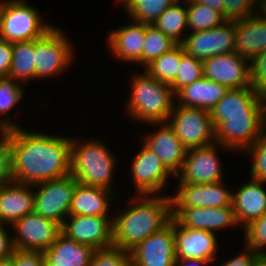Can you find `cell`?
<instances>
[{"mask_svg":"<svg viewBox=\"0 0 266 266\" xmlns=\"http://www.w3.org/2000/svg\"><path fill=\"white\" fill-rule=\"evenodd\" d=\"M266 50V18L256 13L236 21L235 52L247 60Z\"/></svg>","mask_w":266,"mask_h":266,"instance_id":"obj_25","label":"cell"},{"mask_svg":"<svg viewBox=\"0 0 266 266\" xmlns=\"http://www.w3.org/2000/svg\"><path fill=\"white\" fill-rule=\"evenodd\" d=\"M215 262L197 259H176L175 266H212Z\"/></svg>","mask_w":266,"mask_h":266,"instance_id":"obj_46","label":"cell"},{"mask_svg":"<svg viewBox=\"0 0 266 266\" xmlns=\"http://www.w3.org/2000/svg\"><path fill=\"white\" fill-rule=\"evenodd\" d=\"M2 0H0V17H1Z\"/></svg>","mask_w":266,"mask_h":266,"instance_id":"obj_52","label":"cell"},{"mask_svg":"<svg viewBox=\"0 0 266 266\" xmlns=\"http://www.w3.org/2000/svg\"><path fill=\"white\" fill-rule=\"evenodd\" d=\"M129 199V201H127ZM113 215V246L130 251L172 220L169 195H131ZM119 209V210H117Z\"/></svg>","mask_w":266,"mask_h":266,"instance_id":"obj_3","label":"cell"},{"mask_svg":"<svg viewBox=\"0 0 266 266\" xmlns=\"http://www.w3.org/2000/svg\"><path fill=\"white\" fill-rule=\"evenodd\" d=\"M0 266H12L10 260L0 261Z\"/></svg>","mask_w":266,"mask_h":266,"instance_id":"obj_50","label":"cell"},{"mask_svg":"<svg viewBox=\"0 0 266 266\" xmlns=\"http://www.w3.org/2000/svg\"><path fill=\"white\" fill-rule=\"evenodd\" d=\"M167 122L186 149L216 142L210 111L175 103Z\"/></svg>","mask_w":266,"mask_h":266,"instance_id":"obj_10","label":"cell"},{"mask_svg":"<svg viewBox=\"0 0 266 266\" xmlns=\"http://www.w3.org/2000/svg\"><path fill=\"white\" fill-rule=\"evenodd\" d=\"M210 116L216 142L240 156L266 125L264 97L251 87L229 89Z\"/></svg>","mask_w":266,"mask_h":266,"instance_id":"obj_2","label":"cell"},{"mask_svg":"<svg viewBox=\"0 0 266 266\" xmlns=\"http://www.w3.org/2000/svg\"><path fill=\"white\" fill-rule=\"evenodd\" d=\"M178 0H125L121 5L126 18L138 23L152 25L153 22Z\"/></svg>","mask_w":266,"mask_h":266,"instance_id":"obj_31","label":"cell"},{"mask_svg":"<svg viewBox=\"0 0 266 266\" xmlns=\"http://www.w3.org/2000/svg\"><path fill=\"white\" fill-rule=\"evenodd\" d=\"M24 87L25 85L9 76L0 77V130L8 131L23 127L21 123L11 118L10 112L16 110L18 105L24 101L26 97Z\"/></svg>","mask_w":266,"mask_h":266,"instance_id":"obj_28","label":"cell"},{"mask_svg":"<svg viewBox=\"0 0 266 266\" xmlns=\"http://www.w3.org/2000/svg\"><path fill=\"white\" fill-rule=\"evenodd\" d=\"M12 181L10 132L0 130V185Z\"/></svg>","mask_w":266,"mask_h":266,"instance_id":"obj_41","label":"cell"},{"mask_svg":"<svg viewBox=\"0 0 266 266\" xmlns=\"http://www.w3.org/2000/svg\"><path fill=\"white\" fill-rule=\"evenodd\" d=\"M89 266H131L130 252L116 246L97 249Z\"/></svg>","mask_w":266,"mask_h":266,"instance_id":"obj_38","label":"cell"},{"mask_svg":"<svg viewBox=\"0 0 266 266\" xmlns=\"http://www.w3.org/2000/svg\"><path fill=\"white\" fill-rule=\"evenodd\" d=\"M32 130H8L12 181L35 185L69 175L72 137Z\"/></svg>","mask_w":266,"mask_h":266,"instance_id":"obj_1","label":"cell"},{"mask_svg":"<svg viewBox=\"0 0 266 266\" xmlns=\"http://www.w3.org/2000/svg\"><path fill=\"white\" fill-rule=\"evenodd\" d=\"M71 39L61 27H53L45 36L34 40L35 81L59 78L76 60ZM62 73V74H61Z\"/></svg>","mask_w":266,"mask_h":266,"instance_id":"obj_7","label":"cell"},{"mask_svg":"<svg viewBox=\"0 0 266 266\" xmlns=\"http://www.w3.org/2000/svg\"><path fill=\"white\" fill-rule=\"evenodd\" d=\"M95 249L68 238L62 232L43 254L46 266H89Z\"/></svg>","mask_w":266,"mask_h":266,"instance_id":"obj_26","label":"cell"},{"mask_svg":"<svg viewBox=\"0 0 266 266\" xmlns=\"http://www.w3.org/2000/svg\"><path fill=\"white\" fill-rule=\"evenodd\" d=\"M13 42L0 38V77L9 76L12 65Z\"/></svg>","mask_w":266,"mask_h":266,"instance_id":"obj_45","label":"cell"},{"mask_svg":"<svg viewBox=\"0 0 266 266\" xmlns=\"http://www.w3.org/2000/svg\"><path fill=\"white\" fill-rule=\"evenodd\" d=\"M9 260L12 266H46L45 257L41 251L14 249Z\"/></svg>","mask_w":266,"mask_h":266,"instance_id":"obj_42","label":"cell"},{"mask_svg":"<svg viewBox=\"0 0 266 266\" xmlns=\"http://www.w3.org/2000/svg\"><path fill=\"white\" fill-rule=\"evenodd\" d=\"M256 14L261 18H266V0H256Z\"/></svg>","mask_w":266,"mask_h":266,"instance_id":"obj_48","label":"cell"},{"mask_svg":"<svg viewBox=\"0 0 266 266\" xmlns=\"http://www.w3.org/2000/svg\"><path fill=\"white\" fill-rule=\"evenodd\" d=\"M137 70L129 77L130 91L123 105L125 116L141 125L167 122L175 104L172 87L149 76L144 70L142 73Z\"/></svg>","mask_w":266,"mask_h":266,"instance_id":"obj_5","label":"cell"},{"mask_svg":"<svg viewBox=\"0 0 266 266\" xmlns=\"http://www.w3.org/2000/svg\"><path fill=\"white\" fill-rule=\"evenodd\" d=\"M186 6L188 33L212 29L226 21L220 13L196 1L186 0Z\"/></svg>","mask_w":266,"mask_h":266,"instance_id":"obj_33","label":"cell"},{"mask_svg":"<svg viewBox=\"0 0 266 266\" xmlns=\"http://www.w3.org/2000/svg\"><path fill=\"white\" fill-rule=\"evenodd\" d=\"M242 248L241 252L237 251L235 256H230L225 259L220 260V265L218 266H254V261L259 253L251 250L249 247Z\"/></svg>","mask_w":266,"mask_h":266,"instance_id":"obj_43","label":"cell"},{"mask_svg":"<svg viewBox=\"0 0 266 266\" xmlns=\"http://www.w3.org/2000/svg\"><path fill=\"white\" fill-rule=\"evenodd\" d=\"M221 151L235 153L221 144L214 142L210 145L187 149L184 163L180 172L175 176L177 183L211 184L225 180ZM227 151V152H226ZM179 179V182H178Z\"/></svg>","mask_w":266,"mask_h":266,"instance_id":"obj_8","label":"cell"},{"mask_svg":"<svg viewBox=\"0 0 266 266\" xmlns=\"http://www.w3.org/2000/svg\"><path fill=\"white\" fill-rule=\"evenodd\" d=\"M11 229L15 249L41 252L62 232L60 224L34 212L15 221Z\"/></svg>","mask_w":266,"mask_h":266,"instance_id":"obj_12","label":"cell"},{"mask_svg":"<svg viewBox=\"0 0 266 266\" xmlns=\"http://www.w3.org/2000/svg\"><path fill=\"white\" fill-rule=\"evenodd\" d=\"M208 8L220 13L224 17V1L223 0H193Z\"/></svg>","mask_w":266,"mask_h":266,"instance_id":"obj_47","label":"cell"},{"mask_svg":"<svg viewBox=\"0 0 266 266\" xmlns=\"http://www.w3.org/2000/svg\"><path fill=\"white\" fill-rule=\"evenodd\" d=\"M203 63V77L225 85L228 89L250 87V61L236 52L207 58Z\"/></svg>","mask_w":266,"mask_h":266,"instance_id":"obj_20","label":"cell"},{"mask_svg":"<svg viewBox=\"0 0 266 266\" xmlns=\"http://www.w3.org/2000/svg\"><path fill=\"white\" fill-rule=\"evenodd\" d=\"M241 155L248 156L251 160L249 165V177L266 182V125L262 128L256 141Z\"/></svg>","mask_w":266,"mask_h":266,"instance_id":"obj_35","label":"cell"},{"mask_svg":"<svg viewBox=\"0 0 266 266\" xmlns=\"http://www.w3.org/2000/svg\"><path fill=\"white\" fill-rule=\"evenodd\" d=\"M175 188L170 194L172 207L216 208L232 205V189L224 180L211 184L177 183Z\"/></svg>","mask_w":266,"mask_h":266,"instance_id":"obj_17","label":"cell"},{"mask_svg":"<svg viewBox=\"0 0 266 266\" xmlns=\"http://www.w3.org/2000/svg\"><path fill=\"white\" fill-rule=\"evenodd\" d=\"M236 21H225L222 25L188 33L181 43L184 52L198 60L235 52Z\"/></svg>","mask_w":266,"mask_h":266,"instance_id":"obj_13","label":"cell"},{"mask_svg":"<svg viewBox=\"0 0 266 266\" xmlns=\"http://www.w3.org/2000/svg\"><path fill=\"white\" fill-rule=\"evenodd\" d=\"M140 142V149L132 155L128 168L135 189L133 195H169L165 189L170 187L168 183L173 179L175 181V177L162 164L158 155Z\"/></svg>","mask_w":266,"mask_h":266,"instance_id":"obj_9","label":"cell"},{"mask_svg":"<svg viewBox=\"0 0 266 266\" xmlns=\"http://www.w3.org/2000/svg\"><path fill=\"white\" fill-rule=\"evenodd\" d=\"M181 60V44H177L149 63L143 70L160 82L171 84L177 76Z\"/></svg>","mask_w":266,"mask_h":266,"instance_id":"obj_32","label":"cell"},{"mask_svg":"<svg viewBox=\"0 0 266 266\" xmlns=\"http://www.w3.org/2000/svg\"><path fill=\"white\" fill-rule=\"evenodd\" d=\"M125 0H113V4H116V6H120ZM118 4V5H117Z\"/></svg>","mask_w":266,"mask_h":266,"instance_id":"obj_51","label":"cell"},{"mask_svg":"<svg viewBox=\"0 0 266 266\" xmlns=\"http://www.w3.org/2000/svg\"><path fill=\"white\" fill-rule=\"evenodd\" d=\"M40 13L27 0H2L0 38L8 42L42 38L56 25L45 21Z\"/></svg>","mask_w":266,"mask_h":266,"instance_id":"obj_6","label":"cell"},{"mask_svg":"<svg viewBox=\"0 0 266 266\" xmlns=\"http://www.w3.org/2000/svg\"><path fill=\"white\" fill-rule=\"evenodd\" d=\"M264 101H265V113H266V96L264 97Z\"/></svg>","mask_w":266,"mask_h":266,"instance_id":"obj_53","label":"cell"},{"mask_svg":"<svg viewBox=\"0 0 266 266\" xmlns=\"http://www.w3.org/2000/svg\"><path fill=\"white\" fill-rule=\"evenodd\" d=\"M131 266H175L174 220L130 251Z\"/></svg>","mask_w":266,"mask_h":266,"instance_id":"obj_14","label":"cell"},{"mask_svg":"<svg viewBox=\"0 0 266 266\" xmlns=\"http://www.w3.org/2000/svg\"><path fill=\"white\" fill-rule=\"evenodd\" d=\"M127 23L119 24L118 28L110 29L106 37V47L116 61L130 63L142 68V54L145 42L146 24L135 22L129 18Z\"/></svg>","mask_w":266,"mask_h":266,"instance_id":"obj_16","label":"cell"},{"mask_svg":"<svg viewBox=\"0 0 266 266\" xmlns=\"http://www.w3.org/2000/svg\"><path fill=\"white\" fill-rule=\"evenodd\" d=\"M240 230L243 245L259 254H266V212Z\"/></svg>","mask_w":266,"mask_h":266,"instance_id":"obj_37","label":"cell"},{"mask_svg":"<svg viewBox=\"0 0 266 266\" xmlns=\"http://www.w3.org/2000/svg\"><path fill=\"white\" fill-rule=\"evenodd\" d=\"M9 77L23 85L35 81L34 40L13 42Z\"/></svg>","mask_w":266,"mask_h":266,"instance_id":"obj_30","label":"cell"},{"mask_svg":"<svg viewBox=\"0 0 266 266\" xmlns=\"http://www.w3.org/2000/svg\"><path fill=\"white\" fill-rule=\"evenodd\" d=\"M224 19L238 21L256 13V0H223Z\"/></svg>","mask_w":266,"mask_h":266,"instance_id":"obj_40","label":"cell"},{"mask_svg":"<svg viewBox=\"0 0 266 266\" xmlns=\"http://www.w3.org/2000/svg\"><path fill=\"white\" fill-rule=\"evenodd\" d=\"M152 25L177 44H181L188 34L186 0H178L168 7Z\"/></svg>","mask_w":266,"mask_h":266,"instance_id":"obj_29","label":"cell"},{"mask_svg":"<svg viewBox=\"0 0 266 266\" xmlns=\"http://www.w3.org/2000/svg\"><path fill=\"white\" fill-rule=\"evenodd\" d=\"M14 249L11 226L0 223V261L9 260Z\"/></svg>","mask_w":266,"mask_h":266,"instance_id":"obj_44","label":"cell"},{"mask_svg":"<svg viewBox=\"0 0 266 266\" xmlns=\"http://www.w3.org/2000/svg\"><path fill=\"white\" fill-rule=\"evenodd\" d=\"M120 199L123 198L111 190L77 183L69 215L113 217L115 207L112 208V204L116 205L121 202L123 205Z\"/></svg>","mask_w":266,"mask_h":266,"instance_id":"obj_23","label":"cell"},{"mask_svg":"<svg viewBox=\"0 0 266 266\" xmlns=\"http://www.w3.org/2000/svg\"><path fill=\"white\" fill-rule=\"evenodd\" d=\"M254 266H266V254H258Z\"/></svg>","mask_w":266,"mask_h":266,"instance_id":"obj_49","label":"cell"},{"mask_svg":"<svg viewBox=\"0 0 266 266\" xmlns=\"http://www.w3.org/2000/svg\"><path fill=\"white\" fill-rule=\"evenodd\" d=\"M177 45L170 37L155 28L146 24L145 42L142 54V67H146L160 55L168 52Z\"/></svg>","mask_w":266,"mask_h":266,"instance_id":"obj_34","label":"cell"},{"mask_svg":"<svg viewBox=\"0 0 266 266\" xmlns=\"http://www.w3.org/2000/svg\"><path fill=\"white\" fill-rule=\"evenodd\" d=\"M172 219L183 228L220 233L236 228L233 206L216 208L172 207Z\"/></svg>","mask_w":266,"mask_h":266,"instance_id":"obj_19","label":"cell"},{"mask_svg":"<svg viewBox=\"0 0 266 266\" xmlns=\"http://www.w3.org/2000/svg\"><path fill=\"white\" fill-rule=\"evenodd\" d=\"M250 87L266 96V50L250 60Z\"/></svg>","mask_w":266,"mask_h":266,"instance_id":"obj_39","label":"cell"},{"mask_svg":"<svg viewBox=\"0 0 266 266\" xmlns=\"http://www.w3.org/2000/svg\"><path fill=\"white\" fill-rule=\"evenodd\" d=\"M245 180L232 190V206L241 229L266 212V182L251 177Z\"/></svg>","mask_w":266,"mask_h":266,"instance_id":"obj_22","label":"cell"},{"mask_svg":"<svg viewBox=\"0 0 266 266\" xmlns=\"http://www.w3.org/2000/svg\"><path fill=\"white\" fill-rule=\"evenodd\" d=\"M228 90L225 85L202 77L181 88L175 94V103L211 111Z\"/></svg>","mask_w":266,"mask_h":266,"instance_id":"obj_27","label":"cell"},{"mask_svg":"<svg viewBox=\"0 0 266 266\" xmlns=\"http://www.w3.org/2000/svg\"><path fill=\"white\" fill-rule=\"evenodd\" d=\"M203 77V63L191 55H187L181 45V60L176 79L170 84L174 94L186 85Z\"/></svg>","mask_w":266,"mask_h":266,"instance_id":"obj_36","label":"cell"},{"mask_svg":"<svg viewBox=\"0 0 266 266\" xmlns=\"http://www.w3.org/2000/svg\"><path fill=\"white\" fill-rule=\"evenodd\" d=\"M61 231L68 238L95 250L113 246V217L69 215Z\"/></svg>","mask_w":266,"mask_h":266,"instance_id":"obj_15","label":"cell"},{"mask_svg":"<svg viewBox=\"0 0 266 266\" xmlns=\"http://www.w3.org/2000/svg\"><path fill=\"white\" fill-rule=\"evenodd\" d=\"M77 180L71 175L33 185L34 213L61 226L69 216Z\"/></svg>","mask_w":266,"mask_h":266,"instance_id":"obj_11","label":"cell"},{"mask_svg":"<svg viewBox=\"0 0 266 266\" xmlns=\"http://www.w3.org/2000/svg\"><path fill=\"white\" fill-rule=\"evenodd\" d=\"M34 212L33 185L15 181L0 185V223L12 225Z\"/></svg>","mask_w":266,"mask_h":266,"instance_id":"obj_24","label":"cell"},{"mask_svg":"<svg viewBox=\"0 0 266 266\" xmlns=\"http://www.w3.org/2000/svg\"><path fill=\"white\" fill-rule=\"evenodd\" d=\"M152 132L143 133L141 141L155 152L162 164L175 177L181 170L187 149L168 122L148 123Z\"/></svg>","mask_w":266,"mask_h":266,"instance_id":"obj_18","label":"cell"},{"mask_svg":"<svg viewBox=\"0 0 266 266\" xmlns=\"http://www.w3.org/2000/svg\"><path fill=\"white\" fill-rule=\"evenodd\" d=\"M107 145L99 137L86 140L72 137L70 174L80 184L105 188L121 196L123 194L114 189V180L118 173L117 166L122 160Z\"/></svg>","mask_w":266,"mask_h":266,"instance_id":"obj_4","label":"cell"},{"mask_svg":"<svg viewBox=\"0 0 266 266\" xmlns=\"http://www.w3.org/2000/svg\"><path fill=\"white\" fill-rule=\"evenodd\" d=\"M176 259L217 261L222 251L218 234L206 230L183 228L174 221ZM218 237V238H217ZM221 249V250H220ZM218 259V260H217Z\"/></svg>","mask_w":266,"mask_h":266,"instance_id":"obj_21","label":"cell"}]
</instances>
